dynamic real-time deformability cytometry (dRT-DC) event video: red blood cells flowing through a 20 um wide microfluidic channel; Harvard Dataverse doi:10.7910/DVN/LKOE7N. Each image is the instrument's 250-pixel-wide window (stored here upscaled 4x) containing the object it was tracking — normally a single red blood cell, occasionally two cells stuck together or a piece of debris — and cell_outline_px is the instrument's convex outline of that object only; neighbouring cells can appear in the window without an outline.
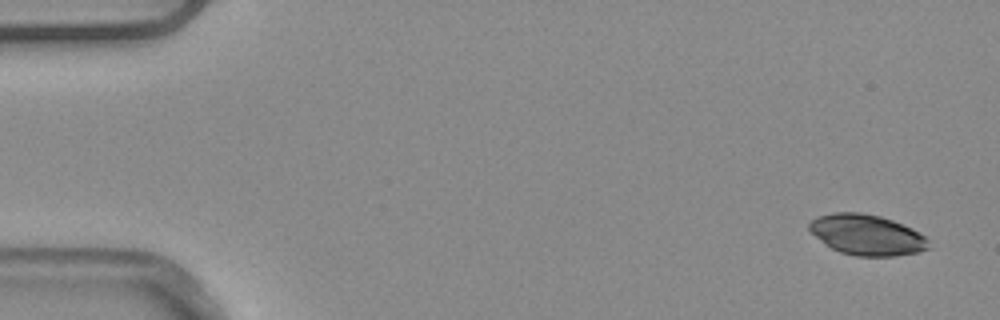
{"species": "common noctule bat (a hibernating species)", "species_latin": "Nyctalus noctula", "temperature_condition": "warm", "stored_images_in_passage": 4, "camera_frame_rate_fps": 3000, "um_per_image_px": 0.085, "animal": {"sex": "male", "body_mass_g": 20.4}, "frame": {"image": 1, "passage_image": 1, "time_ms": 0.0, "image_size_px": [1000, 320], "cell_outline_px": [[932, 248], [920, 252], [896, 256], [856, 256], [840, 252], [824, 244], [808, 228], [808, 224], [816, 216], [832, 212], [860, 212], [880, 216], [892, 220], [912, 228], [924, 236], [928, 240]], "centroid_in_image_um": [73.7, 19.96], "position_along_channel_um": 11.3, "area_um2": 28.44}}
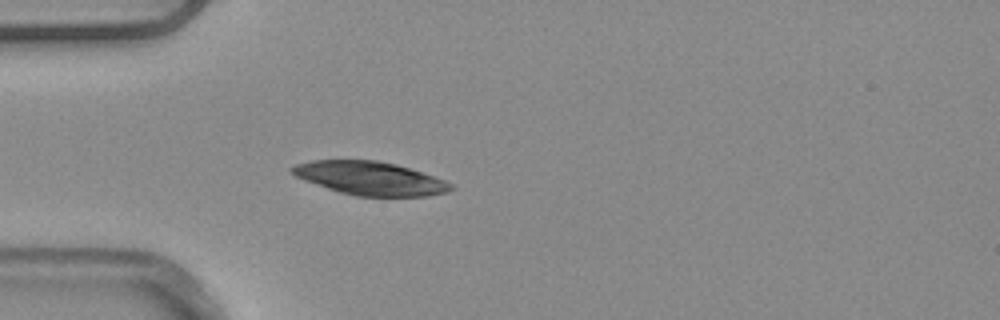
{"frame": {"image": 2, "passage_image": 4, "time_ms": 1.0, "image_size_px": [1000, 320], "cell_outline_px": [[456, 188], [448, 192], [428, 196], [356, 196], [340, 192], [304, 180], [296, 176], [288, 168], [296, 164], [312, 160], [376, 160], [396, 164], [444, 180], [452, 184]], "centroid_in_image_um": [31.46, 15.16], "position_along_channel_um": 53.5, "area_um2": 30.75}}